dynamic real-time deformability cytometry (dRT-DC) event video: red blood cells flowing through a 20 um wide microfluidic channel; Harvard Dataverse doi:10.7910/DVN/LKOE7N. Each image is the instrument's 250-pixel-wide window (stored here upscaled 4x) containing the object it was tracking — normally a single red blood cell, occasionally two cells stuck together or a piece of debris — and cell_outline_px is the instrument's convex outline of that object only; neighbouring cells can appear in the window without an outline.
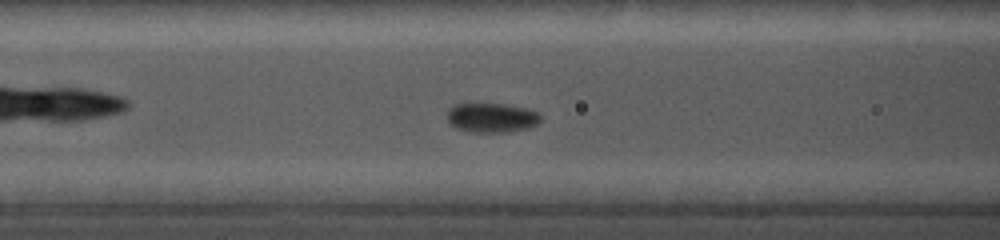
{"species": "common noctule bat (a hibernating species)", "species_latin": "Nyctalus noctula", "temperature_condition": "cold", "stored_images_in_passage": 26, "camera_frame_rate_fps": 5000, "um_per_image_px": 0.085, "animal": {"sex": "female", "body_mass_g": 19.0, "forearm_length_mm": 56.7}, "frame": {"image": 1, "passage_image": 10, "time_ms": 4.8, "image_size_px": [1000, 240], "cell_outline_px": [[540, 120], [536, 124], [528, 128], [508, 132], [468, 132], [456, 128], [448, 120], [448, 108], [452, 104], [472, 100], [504, 104], [524, 108], [536, 112], [540, 116]], "centroid_in_image_um": [41.69, 9.95], "position_along_channel_um": 124.9, "area_um2": 16.65}}
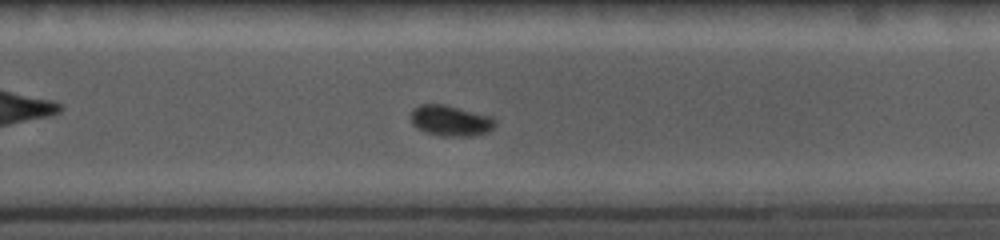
{"frame": {"image": 2, "passage_image": 18, "time_ms": 9.2, "image_size_px": [1000, 240], "cell_outline_px": [[496, 124], [488, 132], [468, 136], [440, 136], [424, 132], [416, 128], [412, 124], [412, 108], [420, 104], [444, 104], [492, 116], [496, 120]], "centroid_in_image_um": [38.29, 10.25], "position_along_channel_um": 291.5, "area_um2": 15.2}}
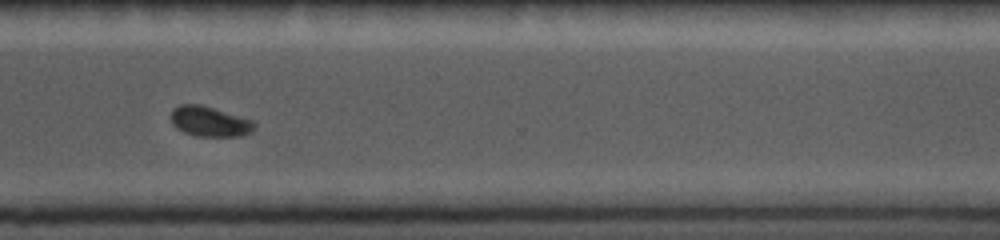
{"frame": {"image": 3, "passage_image": 21, "time_ms": 10.8, "image_size_px": [1000, 240], "cell_outline_px": [[256, 124], [252, 132], [244, 136], [196, 136], [184, 132], [176, 128], [172, 124], [172, 108], [180, 104], [200, 104], [252, 120]], "centroid_in_image_um": [17.82, 10.33], "position_along_channel_um": 352.8, "area_um2": 14.62}}